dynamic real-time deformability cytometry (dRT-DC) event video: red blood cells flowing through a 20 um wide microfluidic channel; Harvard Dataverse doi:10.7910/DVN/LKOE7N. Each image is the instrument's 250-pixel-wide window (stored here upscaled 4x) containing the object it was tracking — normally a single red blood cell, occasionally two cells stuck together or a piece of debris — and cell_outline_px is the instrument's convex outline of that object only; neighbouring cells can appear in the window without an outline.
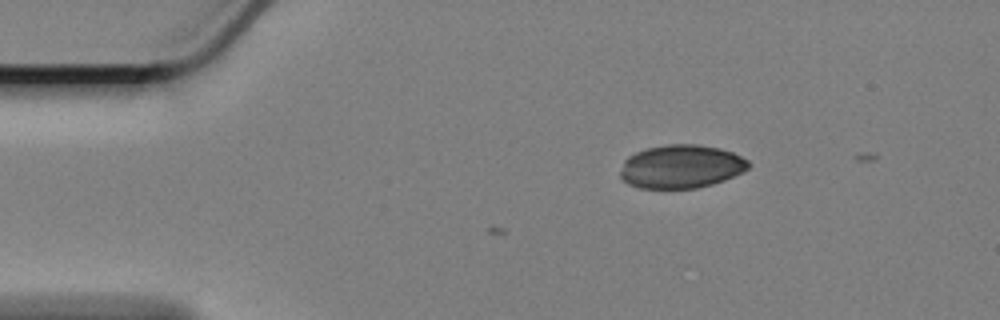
{"species": "Egyptian fruit bat (a non-hibernating species)", "species_latin": "Rousettus aegyptiacus", "temperature_condition": "cold", "stored_images_in_passage": 5, "camera_frame_rate_fps": 3000, "um_per_image_px": 0.085, "animal": {"sex": "female"}, "frame": {"image": 1, "passage_image": 5, "time_ms": 1.333, "image_size_px": [1000, 320], "cell_outline_px": [[752, 164], [744, 172], [724, 180], [712, 184], [696, 188], [640, 188], [628, 184], [620, 176], [620, 172], [624, 160], [628, 156], [636, 152], [648, 148], [668, 144], [696, 144], [720, 148], [732, 152], [748, 160]], "centroid_in_image_um": [57.91, 14.15], "position_along_channel_um": 27.1, "area_um2": 32.48}}